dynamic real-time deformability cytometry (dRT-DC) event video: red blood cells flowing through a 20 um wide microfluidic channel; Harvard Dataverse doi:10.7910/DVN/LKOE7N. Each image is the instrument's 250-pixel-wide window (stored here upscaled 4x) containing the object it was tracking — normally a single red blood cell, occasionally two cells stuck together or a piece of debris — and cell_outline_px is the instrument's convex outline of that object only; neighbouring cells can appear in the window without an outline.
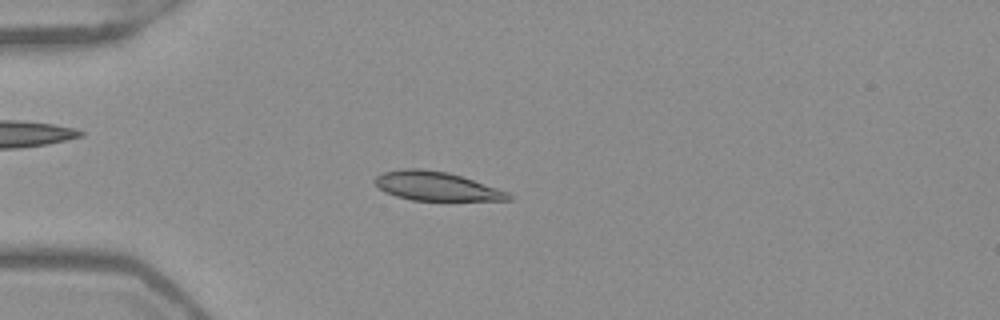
{"species": "Egyptian fruit bat (a non-hibernating species)", "species_latin": "Rousettus aegyptiacus", "temperature_condition": "warm", "stored_images_in_passage": 52, "camera_frame_rate_fps": 3000, "um_per_image_px": 0.085, "frame": {"image": 1, "passage_image": 14, "time_ms": 4.333, "image_size_px": [1000, 320], "cell_outline_px": [[512, 200], [412, 200], [396, 196], [384, 192], [372, 180], [376, 176], [384, 172], [404, 168], [420, 168], [448, 172], [508, 192], [512, 196]], "centroid_in_image_um": [37.04, 15.82], "position_along_channel_um": 48.0, "area_um2": 22.25}}
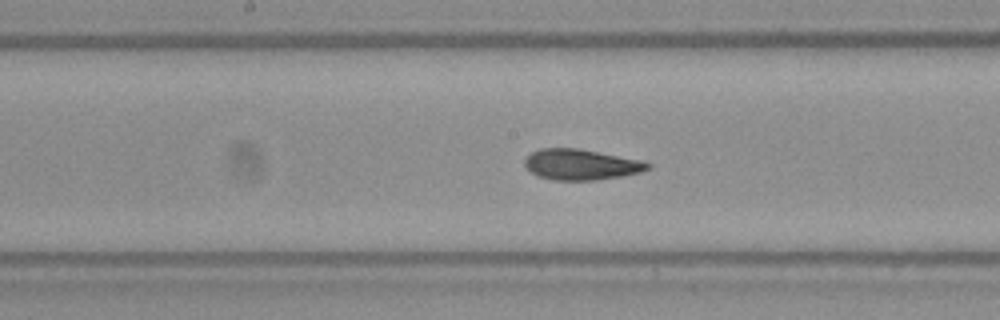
{"frame": {"image": 2, "passage_image": 27, "time_ms": 8.667, "image_size_px": [1000, 320], "cell_outline_px": [[652, 168], [640, 172], [620, 176], [596, 180], [552, 180], [536, 176], [524, 164], [524, 160], [532, 152], [540, 148], [576, 148], [644, 160], [652, 164]], "centroid_in_image_um": [49.41, 13.98], "position_along_channel_um": 198.8, "area_um2": 22.08}}
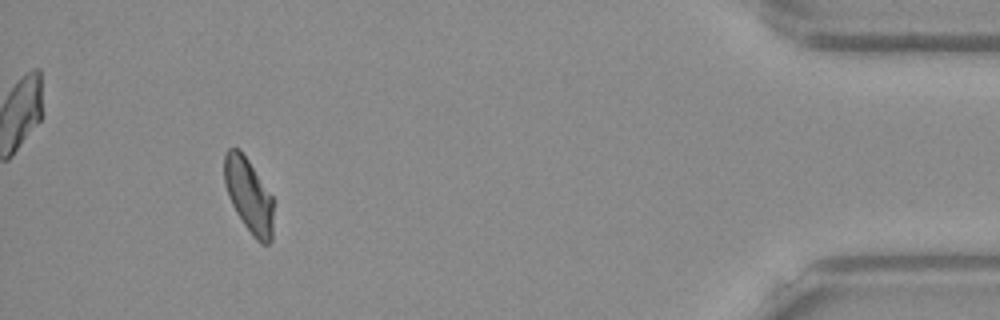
{"frame": {"image": 3, "passage_image": 48, "time_ms": 15.667, "image_size_px": [1000, 320], "cell_outline_px": [[272, 240], [268, 244], [260, 244], [252, 236], [236, 212], [228, 196], [224, 184], [224, 156], [228, 148], [240, 148], [272, 196]], "centroid_in_image_um": [21.12, 16.61], "position_along_channel_um": 414.1, "area_um2": 21.15}, "authors_computed_cell_mechanics": {"area_um2": 22.0796, "velocity_mm_per_s": 3.9217, "shape_relaxation_time_tau1_ms": 4.9803, "shape_relaxation_time_tau2_ms": 1.4947, "deformation_change_tau1": 0.1524, "deformation_change_tau2": 0.0588}}